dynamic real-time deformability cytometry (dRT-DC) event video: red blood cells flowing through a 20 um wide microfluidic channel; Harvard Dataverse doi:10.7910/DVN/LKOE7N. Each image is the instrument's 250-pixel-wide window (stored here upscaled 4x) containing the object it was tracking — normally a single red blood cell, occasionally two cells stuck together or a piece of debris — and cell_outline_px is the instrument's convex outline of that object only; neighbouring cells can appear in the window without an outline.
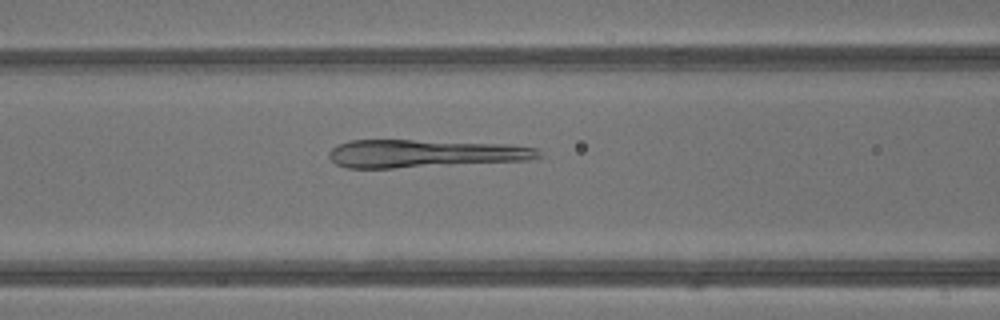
{"species": "common noctule bat (a hibernating species)", "species_latin": "Nyctalus noctula", "temperature_condition": "warm", "stored_images_in_passage": 30, "camera_frame_rate_fps": 3000, "um_per_image_px": 0.085, "animal": {"sex": "male", "body_mass_g": 13.3}, "frame": {"image": 1, "passage_image": 6, "time_ms": 1.667, "image_size_px": [1000, 320], "cell_outline_px": [[540, 156], [528, 160], [392, 168], [348, 168], [336, 164], [328, 156], [328, 152], [336, 144], [348, 140], [412, 140], [508, 144], [536, 148], [540, 152]], "centroid_in_image_um": [36.02, 13.04], "position_along_channel_um": 130.6, "area_um2": 33.93}}
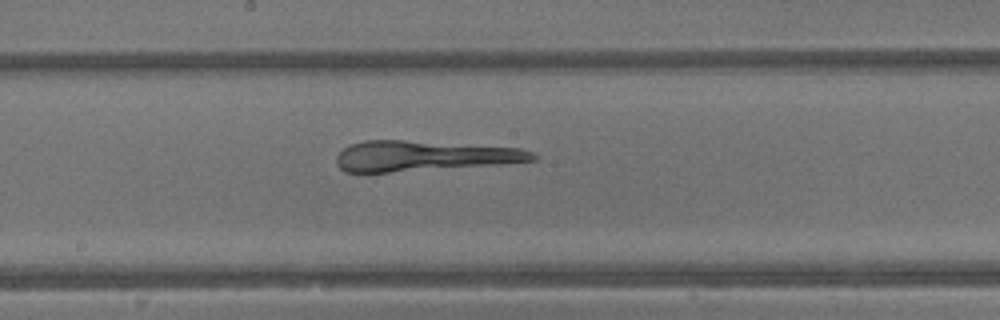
{"frame": {"image": 2, "passage_image": 11, "time_ms": 3.333, "image_size_px": [1000, 320], "cell_outline_px": [[540, 156], [536, 160], [500, 164], [388, 172], [348, 172], [340, 168], [336, 164], [336, 156], [348, 144], [364, 140], [404, 140], [520, 148], [532, 152]], "centroid_in_image_um": [36.0, 13.25], "position_along_channel_um": 212.2, "area_um2": 34.51}}
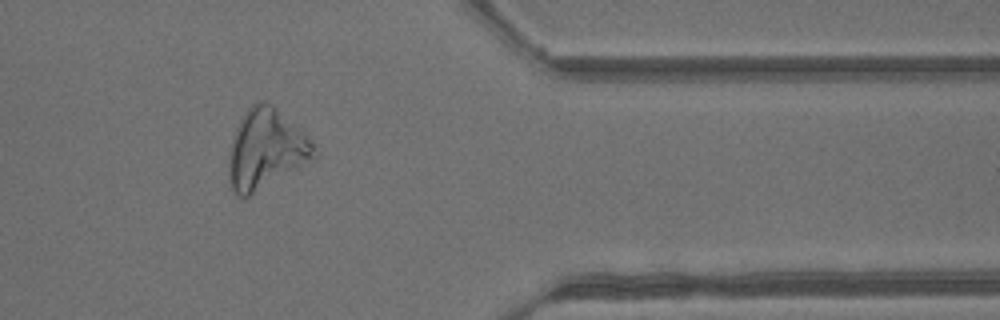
{"frame": {"image": 3, "passage_image": 23, "time_ms": 7.333, "image_size_px": [1000, 320], "cell_outline_px": [[316, 156], [312, 160], [244, 200], [236, 196], [228, 180], [228, 152], [236, 128], [244, 112], [256, 100], [264, 100], [272, 104], [300, 128], [312, 140]], "centroid_in_image_um": [22.56, 12.7], "position_along_channel_um": 388.8, "area_um2": 40.06}}